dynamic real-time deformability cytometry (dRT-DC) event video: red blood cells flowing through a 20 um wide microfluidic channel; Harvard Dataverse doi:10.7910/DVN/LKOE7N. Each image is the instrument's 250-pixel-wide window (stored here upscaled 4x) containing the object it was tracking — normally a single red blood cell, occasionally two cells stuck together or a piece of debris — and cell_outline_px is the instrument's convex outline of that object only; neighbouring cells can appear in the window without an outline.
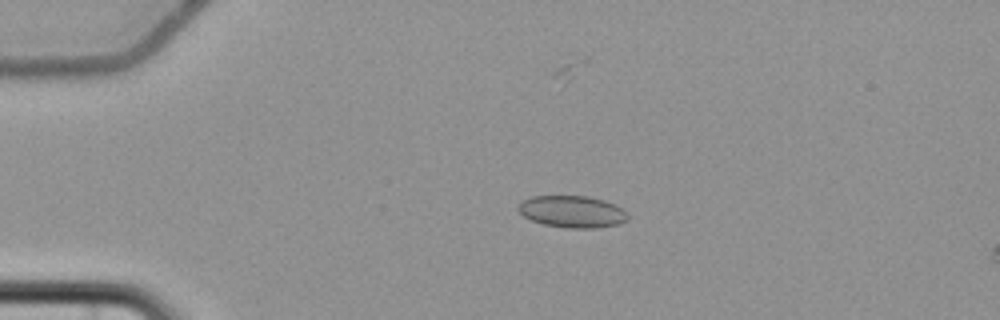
{"species": "common noctule bat (a hibernating species)", "species_latin": "Nyctalus noctula", "temperature_condition": "cold", "stored_images_in_passage": 6, "camera_frame_rate_fps": 3000, "um_per_image_px": 0.085, "animal": {"sex": "female", "body_mass_g": 22.7, "forearm_length_mm": 54.2}, "frame": {"image": 1, "passage_image": 3, "time_ms": 2.667, "image_size_px": [1000, 320], "cell_outline_px": [[628, 220], [620, 224], [596, 228], [568, 228], [544, 224], [532, 220], [524, 216], [516, 208], [516, 204], [520, 200], [532, 196], [588, 196], [604, 200], [616, 204], [628, 216]], "centroid_in_image_um": [48.61, 17.98], "position_along_channel_um": 36.4, "area_um2": 20.52}}